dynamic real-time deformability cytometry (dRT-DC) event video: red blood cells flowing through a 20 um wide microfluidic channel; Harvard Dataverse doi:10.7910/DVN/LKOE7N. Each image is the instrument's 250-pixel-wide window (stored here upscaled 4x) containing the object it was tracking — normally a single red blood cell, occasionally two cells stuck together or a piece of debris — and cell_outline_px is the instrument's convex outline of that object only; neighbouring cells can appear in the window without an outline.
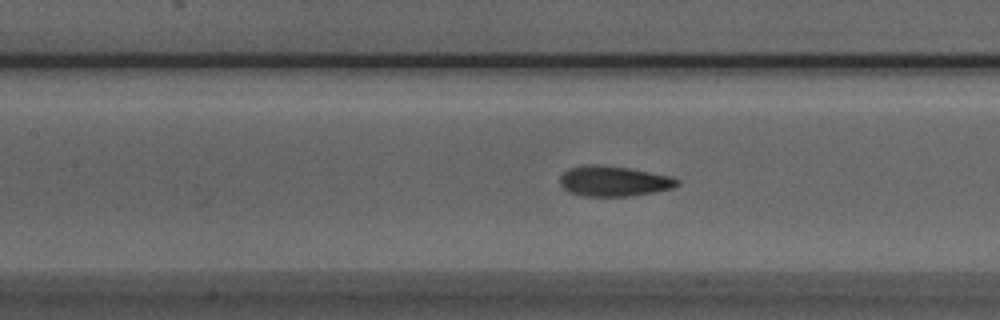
{"species": "Egyptian fruit bat (a non-hibernating species)", "species_latin": "Rousettus aegyptiacus", "temperature_condition": "room temperature", "stored_images_in_passage": 40, "camera_frame_rate_fps": 3000, "um_per_image_px": 0.085, "animal": {"sex": "male"}, "frame": {"image": 1, "passage_image": 20, "time_ms": 6.333, "image_size_px": [1000, 320], "cell_outline_px": [[680, 184], [672, 188], [652, 192], [628, 196], [584, 196], [568, 192], [560, 184], [560, 176], [564, 172], [572, 168], [628, 168], [672, 176], [680, 180]], "centroid_in_image_um": [52.25, 15.45], "position_along_channel_um": 155.2, "area_um2": 19.65}}
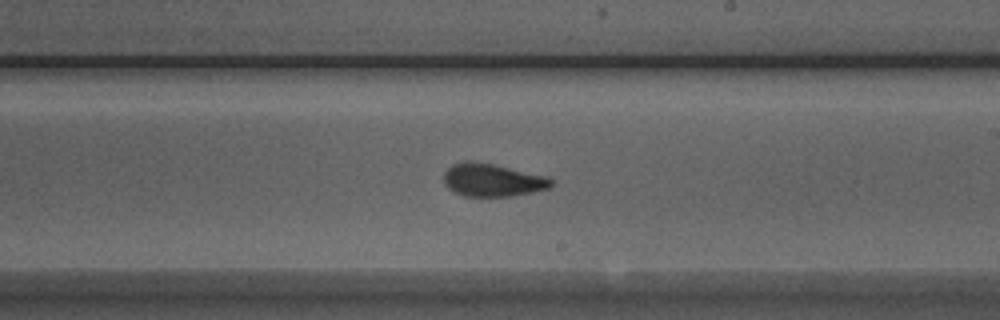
{"frame": {"image": 2, "passage_image": 27, "time_ms": 8.667, "image_size_px": [1000, 320], "cell_outline_px": [[552, 184], [548, 188], [532, 192], [512, 196], [464, 196], [448, 188], [444, 184], [444, 172], [452, 164], [464, 160], [468, 160], [492, 164], [548, 176], [552, 180]], "centroid_in_image_um": [41.83, 15.3], "position_along_channel_um": 247.2, "area_um2": 20.52}}
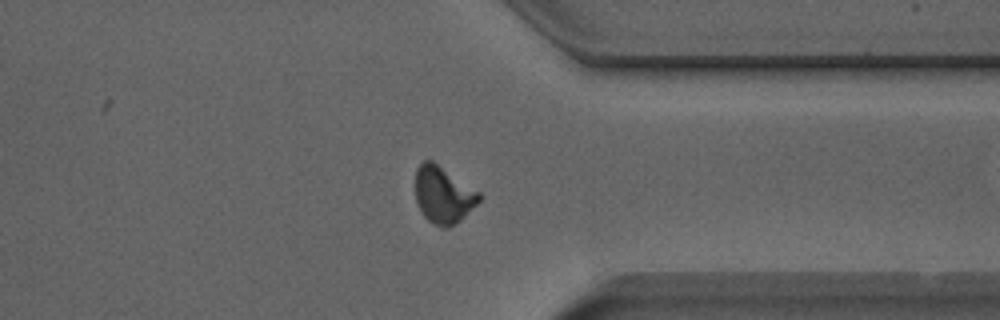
{"frame": {"image": 3, "passage_image": 37, "time_ms": 12.0, "image_size_px": [1000, 320], "cell_outline_px": [[484, 196], [460, 220], [448, 228], [444, 228], [432, 224], [420, 212], [416, 204], [416, 168], [424, 160], [432, 160], [480, 192]], "centroid_in_image_um": [37.67, 16.57], "position_along_channel_um": 373.7, "area_um2": 21.21}, "authors_computed_cell_mechanics": {"area_um2": 20.519, "velocity_mm_per_s": 3.9558, "shape_relaxation_time_tau1_ms": 6.734, "shape_relaxation_time_tau2_ms": 1.2328, "deformation_change_tau1": 0.1889, "deformation_change_tau2": 0.067}}